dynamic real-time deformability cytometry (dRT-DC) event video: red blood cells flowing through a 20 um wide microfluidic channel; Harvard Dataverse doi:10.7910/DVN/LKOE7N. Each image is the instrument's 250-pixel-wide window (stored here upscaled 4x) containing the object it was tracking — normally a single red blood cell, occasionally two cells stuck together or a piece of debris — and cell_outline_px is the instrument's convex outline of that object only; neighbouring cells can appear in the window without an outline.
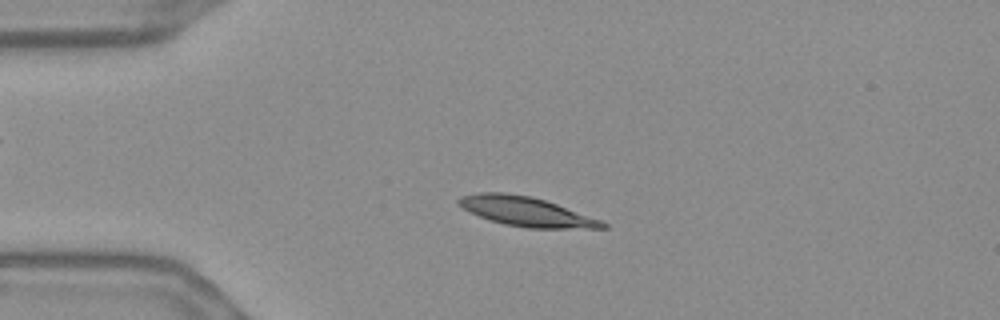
{"species": "Egyptian fruit bat (a non-hibernating species)", "species_latin": "Rousettus aegyptiacus", "temperature_condition": "warm", "stored_images_in_passage": 46, "camera_frame_rate_fps": 3000, "um_per_image_px": 0.085, "frame": {"image": 1, "passage_image": 4, "time_ms": 1.0, "image_size_px": [1000, 320], "cell_outline_px": [[608, 228], [528, 228], [504, 224], [480, 216], [456, 204], [456, 200], [460, 196], [476, 192], [504, 192], [532, 196], [556, 204], [600, 220], [608, 224]], "centroid_in_image_um": [44.68, 17.96], "position_along_channel_um": 40.3, "area_um2": 24.39}}
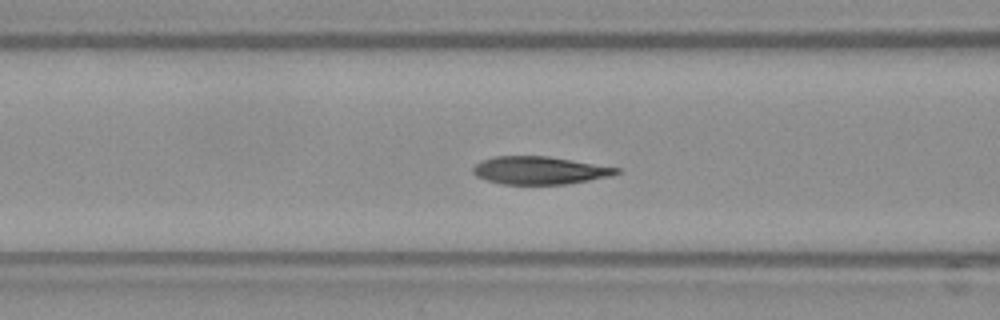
{"frame": {"image": 2, "passage_image": 13, "time_ms": 4.0, "image_size_px": [1000, 320], "cell_outline_px": [[620, 172], [612, 176], [568, 184], [504, 184], [488, 180], [476, 176], [472, 172], [472, 168], [480, 160], [492, 156], [548, 156], [620, 168]], "centroid_in_image_um": [45.86, 14.48], "position_along_channel_um": 120.7, "area_um2": 23.29}}
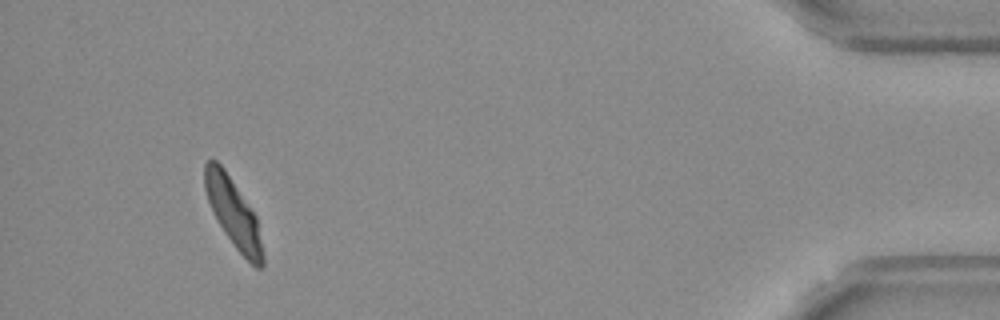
{"frame": {"image": 3, "passage_image": 43, "time_ms": 14.0, "image_size_px": [1000, 320], "cell_outline_px": [[264, 268], [256, 268], [236, 248], [224, 232], [208, 200], [204, 188], [204, 164], [208, 160], [216, 160], [224, 168], [256, 216], [264, 256]], "centroid_in_image_um": [19.84, 18.1], "position_along_channel_um": 415.4, "area_um2": 22.72}, "authors_computed_cell_mechanics": {"area_um2": 24.0737, "velocity_mm_per_s": 3.6304, "shape_relaxation_time_tau1_ms": 5.2425, "shape_relaxation_time_tau2_ms": 1.6351, "deformation_change_tau1": 0.1678, "deformation_change_tau2": 0.0478}}